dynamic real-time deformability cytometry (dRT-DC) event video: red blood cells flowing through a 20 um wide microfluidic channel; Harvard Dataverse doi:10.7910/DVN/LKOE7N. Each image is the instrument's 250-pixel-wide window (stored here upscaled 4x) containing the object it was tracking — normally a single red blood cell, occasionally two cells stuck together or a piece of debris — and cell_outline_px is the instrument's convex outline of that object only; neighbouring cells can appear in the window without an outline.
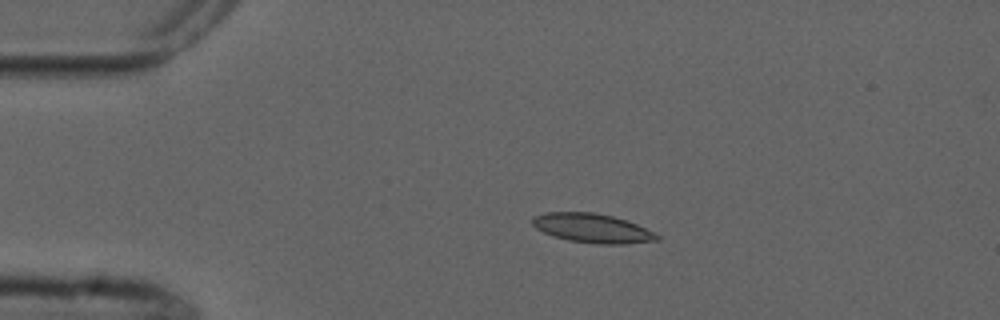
{"species": "common noctule bat (a hibernating species)", "species_latin": "Nyctalus noctula", "temperature_condition": "cold", "stored_images_in_passage": 4, "camera_frame_rate_fps": 3000, "um_per_image_px": 0.085, "animal": {"sex": "male", "forearm_length_mm": 52.5}, "frame": {"image": 1, "passage_image": 2, "time_ms": 2.333, "image_size_px": [1000, 320], "cell_outline_px": [[660, 240], [624, 244], [596, 244], [568, 240], [552, 236], [536, 228], [532, 224], [532, 216], [544, 212], [592, 212], [612, 216], [636, 224], [656, 232], [660, 236]], "centroid_in_image_um": [50.34, 19.4], "position_along_channel_um": 34.7, "area_um2": 21.27}}